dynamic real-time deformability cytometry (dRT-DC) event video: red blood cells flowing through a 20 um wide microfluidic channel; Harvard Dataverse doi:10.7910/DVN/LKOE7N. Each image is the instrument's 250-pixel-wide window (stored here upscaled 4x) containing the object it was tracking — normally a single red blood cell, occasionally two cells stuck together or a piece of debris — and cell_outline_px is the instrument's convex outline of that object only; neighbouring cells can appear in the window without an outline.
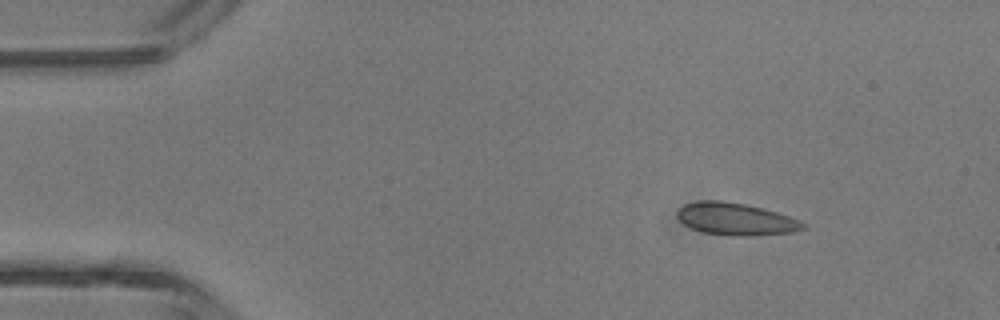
{"species": "common noctule bat (a hibernating species)", "species_latin": "Nyctalus noctula", "temperature_condition": "room temperature", "stored_images_in_passage": 3, "camera_frame_rate_fps": 3000, "um_per_image_px": 0.085, "animal": {"sex": "male", "body_mass_g": 13.3}, "frame": {"image": 1, "passage_image": 1, "time_ms": 0.0, "image_size_px": [1000, 320], "cell_outline_px": [[804, 228], [792, 232], [748, 236], [736, 236], [704, 232], [692, 228], [684, 224], [676, 216], [676, 212], [684, 204], [700, 200], [720, 200], [744, 204], [776, 212], [800, 220], [804, 224]], "centroid_in_image_um": [62.5, 18.61], "position_along_channel_um": 22.5, "area_um2": 23.35}}
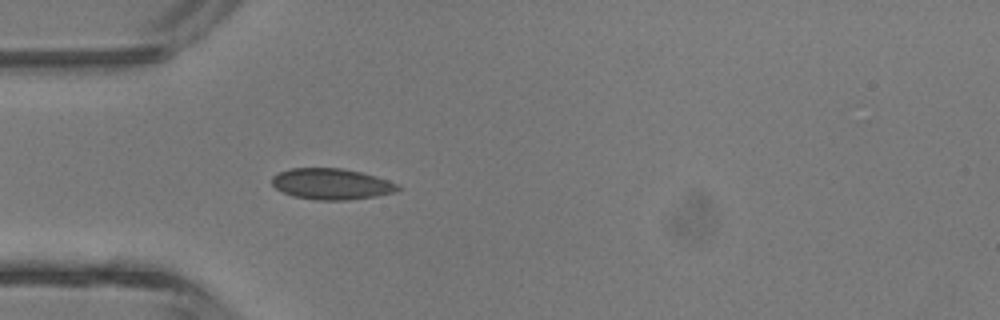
{"frame": {"image": 2, "passage_image": 3, "time_ms": 2.333, "image_size_px": [1000, 320], "cell_outline_px": [[400, 188], [396, 192], [376, 196], [348, 200], [316, 200], [292, 196], [276, 188], [272, 184], [272, 176], [288, 168], [340, 168], [360, 172], [376, 176], [388, 180], [396, 184]], "centroid_in_image_um": [28.16, 15.64], "position_along_channel_um": 56.8, "area_um2": 22.72}}